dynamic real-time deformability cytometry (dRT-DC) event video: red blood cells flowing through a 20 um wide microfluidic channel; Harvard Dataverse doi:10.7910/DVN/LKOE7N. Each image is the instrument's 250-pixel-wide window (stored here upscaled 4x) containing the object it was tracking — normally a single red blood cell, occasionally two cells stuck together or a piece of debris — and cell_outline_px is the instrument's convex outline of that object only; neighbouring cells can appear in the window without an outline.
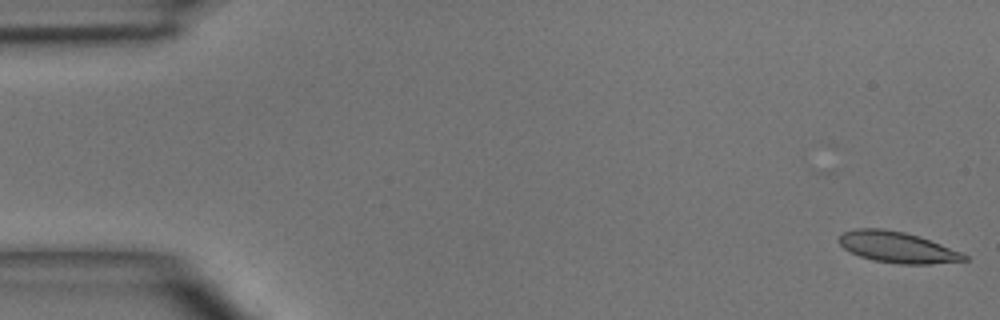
{"species": "common noctule bat (a hibernating species)", "species_latin": "Nyctalus noctula", "temperature_condition": "room temperature", "stored_images_in_passage": 5, "camera_frame_rate_fps": 3000, "um_per_image_px": 0.085, "animal": {"sex": "male", "body_mass_g": 15.6}, "frame": {"image": 1, "passage_image": 1, "time_ms": 0.0, "image_size_px": [1000, 320], "cell_outline_px": [[968, 260], [928, 264], [900, 264], [872, 260], [860, 256], [844, 248], [836, 240], [844, 232], [856, 228], [884, 228], [904, 232], [940, 244], [960, 252], [968, 256]], "centroid_in_image_um": [76.23, 21.01], "position_along_channel_um": 8.8, "area_um2": 22.37}}
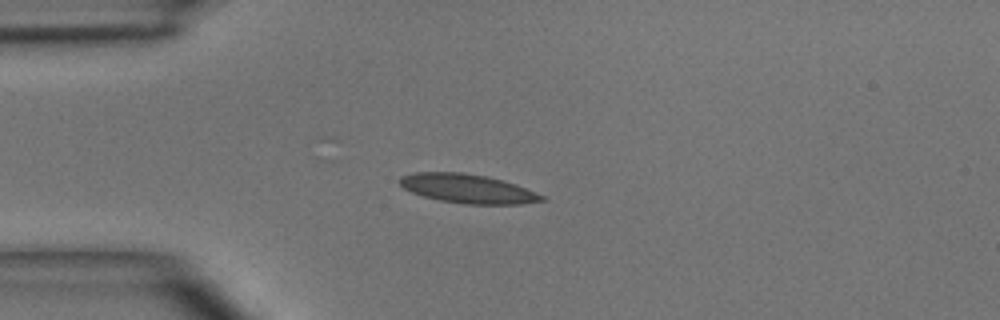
{"frame": {"image": 2, "passage_image": 4, "time_ms": 3.667, "image_size_px": [1000, 320], "cell_outline_px": [[548, 200], [520, 204], [464, 204], [440, 200], [424, 196], [412, 192], [404, 188], [400, 184], [400, 176], [416, 172], [460, 172], [484, 176], [516, 184], [536, 192], [544, 196]], "centroid_in_image_um": [39.77, 16.04], "position_along_channel_um": 45.2, "area_um2": 23.81}}